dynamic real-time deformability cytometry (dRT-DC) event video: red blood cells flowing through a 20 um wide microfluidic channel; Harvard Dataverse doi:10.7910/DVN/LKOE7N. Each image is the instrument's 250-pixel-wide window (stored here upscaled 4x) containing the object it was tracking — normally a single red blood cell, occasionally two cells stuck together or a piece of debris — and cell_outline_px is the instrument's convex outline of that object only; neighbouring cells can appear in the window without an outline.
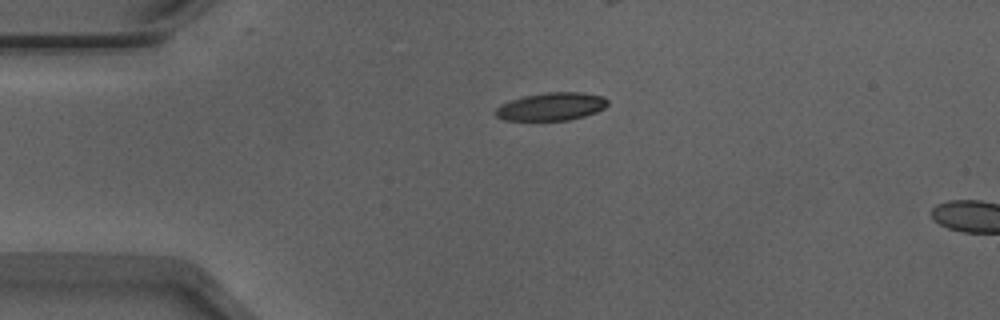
{"species": "Egyptian fruit bat (a non-hibernating species)", "species_latin": "Rousettus aegyptiacus", "temperature_condition": "warm", "stored_images_in_passage": 4, "camera_frame_rate_fps": 3000, "um_per_image_px": 0.085, "animal": {"sex": "male"}, "frame": {"image": 1, "passage_image": 1, "time_ms": 0.0, "image_size_px": [1000, 320], "cell_outline_px": [[608, 104], [604, 108], [596, 112], [584, 116], [568, 120], [504, 120], [496, 116], [496, 108], [500, 104], [524, 96], [544, 92], [584, 92], [604, 96], [608, 100]], "centroid_in_image_um": [46.89, 9.04], "position_along_channel_um": 38.1, "area_um2": 18.26}}